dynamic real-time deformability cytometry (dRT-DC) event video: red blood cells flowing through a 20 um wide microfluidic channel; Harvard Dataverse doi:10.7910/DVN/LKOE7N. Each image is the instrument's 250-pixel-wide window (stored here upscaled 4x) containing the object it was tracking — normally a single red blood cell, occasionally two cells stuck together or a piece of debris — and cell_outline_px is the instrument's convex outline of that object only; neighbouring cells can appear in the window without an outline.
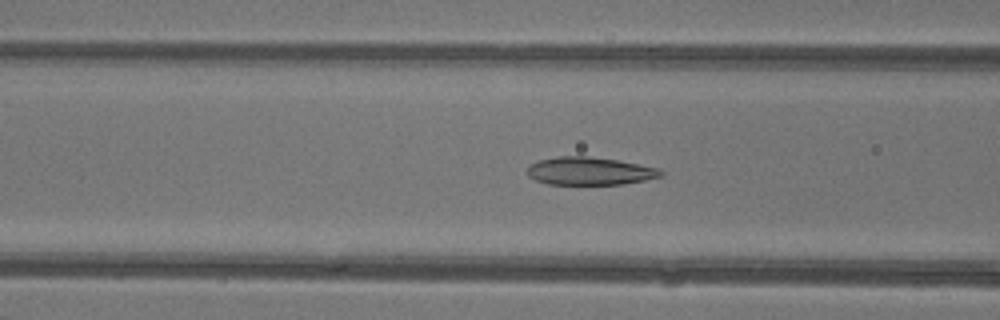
{"species": "common noctule bat (a hibernating species)", "species_latin": "Nyctalus noctula", "temperature_condition": "warm", "stored_images_in_passage": 48, "camera_frame_rate_fps": 3000, "um_per_image_px": 0.085, "animal": {"sex": "female"}, "frame": {"image": 1, "passage_image": 20, "time_ms": 6.333, "image_size_px": [1000, 320], "cell_outline_px": [[664, 176], [624, 184], [548, 184], [536, 180], [528, 176], [524, 172], [532, 164], [540, 160], [556, 156], [588, 156], [616, 160], [660, 168], [664, 172]], "centroid_in_image_um": [50.13, 14.54], "position_along_channel_um": 116.5, "area_um2": 21.73}}
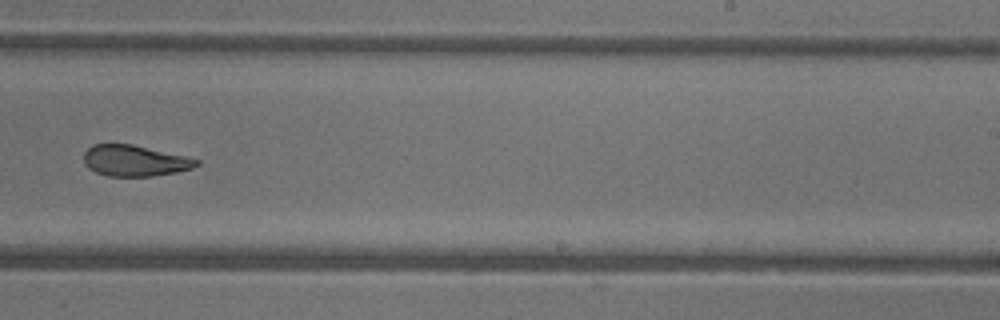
{"frame": {"image": 2, "passage_image": 31, "time_ms": 10.0, "image_size_px": [1000, 320], "cell_outline_px": [[200, 164], [192, 168], [176, 172], [152, 176], [108, 176], [96, 172], [88, 168], [84, 164], [84, 152], [92, 144], [132, 144], [184, 156], [200, 160]], "centroid_in_image_um": [11.43, 13.66], "position_along_channel_um": 277.6, "area_um2": 20.29}}
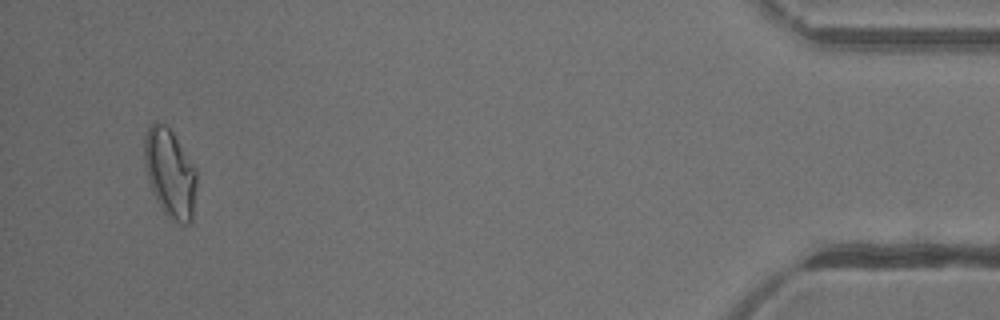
{"frame": {"image": 3, "passage_image": 46, "time_ms": 15.0, "image_size_px": [1000, 320], "cell_outline_px": [[196, 188], [192, 220], [188, 224], [180, 224], [172, 220], [168, 216], [152, 192], [148, 180], [144, 164], [144, 136], [148, 128], [156, 120], [164, 124], [172, 132], [196, 168]], "centroid_in_image_um": [14.45, 14.71], "position_along_channel_um": 420.8, "area_um2": 26.88}, "authors_computed_cell_mechanics": {"area_um2": 23.1778, "velocity_mm_per_s": 4.3944, "shape_relaxation_time_tau1_ms": null, "shape_relaxation_time_tau2_ms": 1.562, "deformation_change_tau1": null, "deformation_change_tau2": 0.07}}